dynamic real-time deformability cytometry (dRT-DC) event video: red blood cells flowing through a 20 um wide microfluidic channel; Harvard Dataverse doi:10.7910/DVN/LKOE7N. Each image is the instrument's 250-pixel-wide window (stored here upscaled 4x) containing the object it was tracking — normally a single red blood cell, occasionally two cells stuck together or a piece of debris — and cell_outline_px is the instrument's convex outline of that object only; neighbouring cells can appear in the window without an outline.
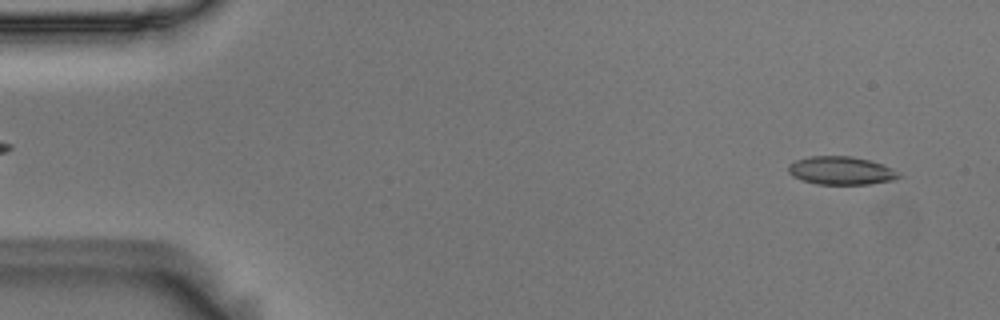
{"species": "Egyptian fruit bat (a non-hibernating species)", "species_latin": "Rousettus aegyptiacus", "temperature_condition": "room temperature", "stored_images_in_passage": 5, "camera_frame_rate_fps": 3000, "um_per_image_px": 0.085, "animal": {"sex": "male"}, "frame": {"image": 1, "passage_image": 1, "time_ms": 0.0, "image_size_px": [1000, 320], "cell_outline_px": [[904, 176], [896, 180], [868, 184], [816, 184], [800, 180], [792, 176], [788, 172], [788, 164], [796, 160], [808, 156], [852, 156], [872, 160], [892, 168]], "centroid_in_image_um": [71.51, 14.5], "position_along_channel_um": 13.5, "area_um2": 18.5}}
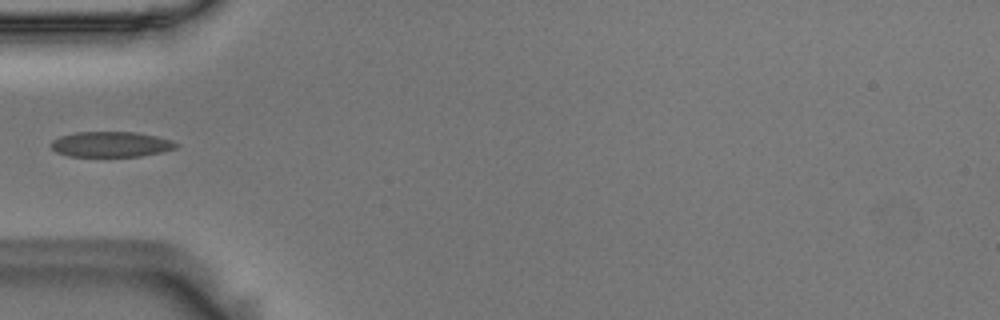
{"frame": {"image": 2, "passage_image": 4, "time_ms": 1.0, "image_size_px": [1000, 320], "cell_outline_px": [[180, 144], [176, 148], [160, 152], [140, 156], [68, 156], [56, 152], [52, 148], [52, 140], [60, 136], [76, 132], [136, 132], [156, 136], [172, 140]], "centroid_in_image_um": [9.44, 12.26], "position_along_channel_um": 75.6, "area_um2": 18.44}}
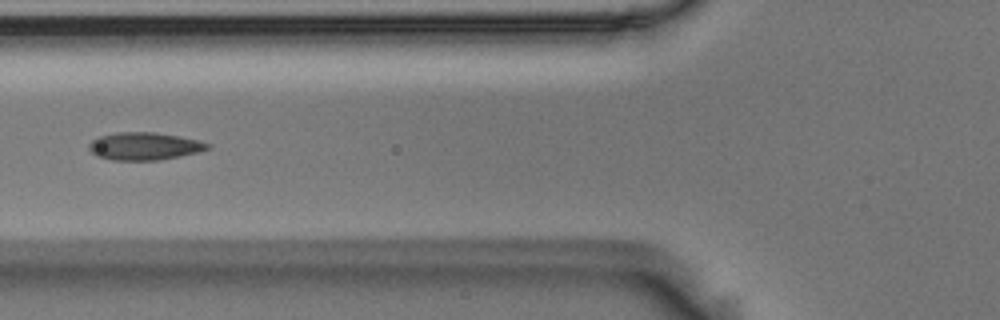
{"frame": {"image": 3, "passage_image": 5, "time_ms": 1.333, "image_size_px": [1000, 320], "cell_outline_px": [[212, 144], [208, 148], [200, 152], [160, 160], [112, 160], [96, 156], [88, 148], [88, 144], [92, 140], [100, 136], [116, 132], [156, 132], [196, 140]], "centroid_in_image_um": [12.24, 12.43], "position_along_channel_um": 113.6, "area_um2": 19.07}}